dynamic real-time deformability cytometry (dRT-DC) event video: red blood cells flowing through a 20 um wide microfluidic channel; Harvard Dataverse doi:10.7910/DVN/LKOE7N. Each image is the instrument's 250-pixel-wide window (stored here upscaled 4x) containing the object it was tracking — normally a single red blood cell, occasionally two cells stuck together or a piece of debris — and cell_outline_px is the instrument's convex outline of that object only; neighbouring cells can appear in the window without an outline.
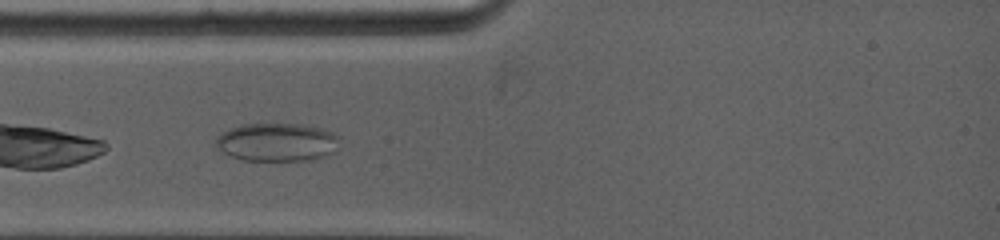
{"species": "common noctule bat (a hibernating species)", "species_latin": "Nyctalus noctula", "temperature_condition": "warm", "stored_images_in_passage": 30, "camera_frame_rate_fps": 5000, "um_per_image_px": 0.085, "animal": {"sex": "female", "body_mass_g": 19.0, "forearm_length_mm": 53.3}, "frame": {"image": 1, "passage_image": 5, "time_ms": 1.0, "image_size_px": [1000, 240], "cell_outline_px": [[336, 152], [328, 156], [312, 160], [240, 160], [220, 152], [216, 148], [216, 136], [240, 124], [300, 124], [320, 128], [332, 132], [336, 136]], "centroid_in_image_um": [23.51, 12.1], "position_along_channel_um": 61.5, "area_um2": 27.63}}
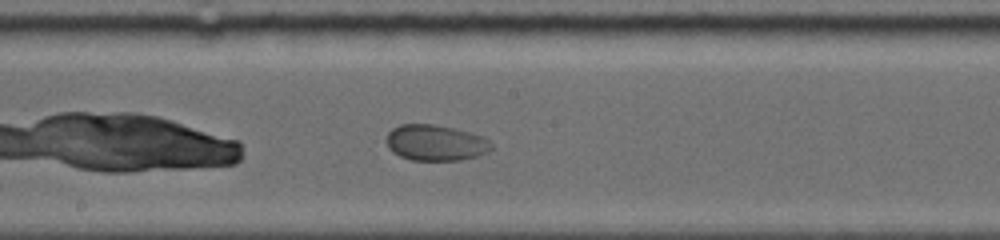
{"frame": {"image": 2, "passage_image": 15, "time_ms": 4.8, "image_size_px": [1000, 240], "cell_outline_px": [[492, 148], [488, 152], [476, 156], [460, 160], [412, 160], [400, 156], [392, 152], [388, 148], [388, 132], [392, 128], [400, 124], [432, 124], [452, 128], [484, 136], [492, 144]], "centroid_in_image_um": [37.02, 12.13], "position_along_channel_um": 211.2, "area_um2": 21.85}}
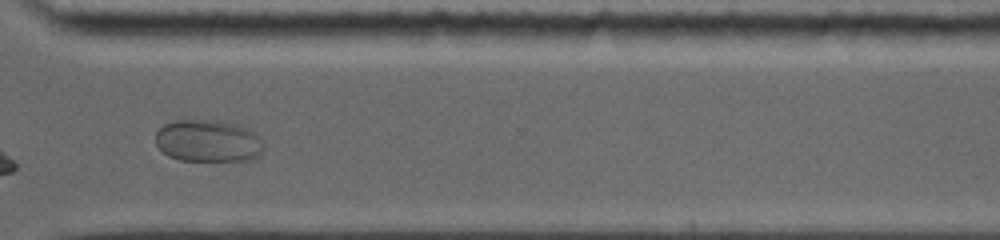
{"frame": {"image": 3, "passage_image": 24, "time_ms": 8.4, "image_size_px": [1000, 240], "cell_outline_px": [[260, 152], [256, 156], [248, 160], [180, 160], [168, 156], [156, 144], [156, 132], [164, 124], [180, 120], [204, 120], [232, 124], [244, 128], [252, 132], [256, 136], [260, 148]], "centroid_in_image_um": [17.58, 11.99], "position_along_channel_um": 353.0, "area_um2": 25.49}}